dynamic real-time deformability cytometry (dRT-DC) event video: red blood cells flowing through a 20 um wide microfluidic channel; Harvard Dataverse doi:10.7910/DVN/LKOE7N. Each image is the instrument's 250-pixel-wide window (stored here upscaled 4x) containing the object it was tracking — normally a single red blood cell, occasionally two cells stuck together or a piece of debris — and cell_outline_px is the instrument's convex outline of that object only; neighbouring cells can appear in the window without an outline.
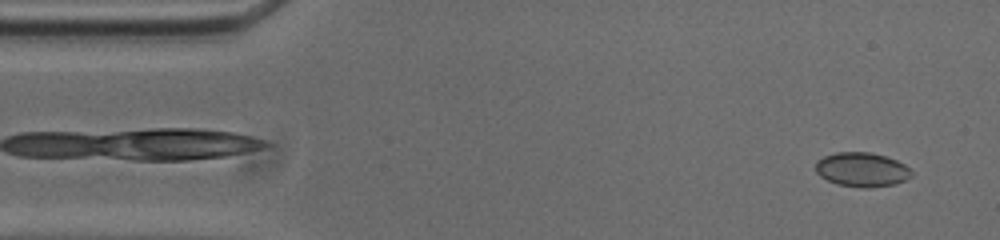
{"species": "common noctule bat (a hibernating species)", "species_latin": "Nyctalus noctula", "temperature_condition": "cold", "stored_images_in_passage": 9, "camera_frame_rate_fps": 3000, "um_per_image_px": 0.085, "animal": {"sex": "male", "body_mass_g": 20.0, "forearm_length_mm": 53.3}, "frame": {"image": 1, "passage_image": 2, "time_ms": 0.333, "image_size_px": [1000, 240], "cell_outline_px": [[912, 176], [904, 180], [892, 184], [872, 188], [864, 188], [836, 184], [820, 176], [816, 172], [816, 160], [824, 156], [836, 152], [872, 152], [896, 160], [904, 164], [912, 172]], "centroid_in_image_um": [73.24, 14.41], "position_along_channel_um": 11.8, "area_um2": 19.13}}